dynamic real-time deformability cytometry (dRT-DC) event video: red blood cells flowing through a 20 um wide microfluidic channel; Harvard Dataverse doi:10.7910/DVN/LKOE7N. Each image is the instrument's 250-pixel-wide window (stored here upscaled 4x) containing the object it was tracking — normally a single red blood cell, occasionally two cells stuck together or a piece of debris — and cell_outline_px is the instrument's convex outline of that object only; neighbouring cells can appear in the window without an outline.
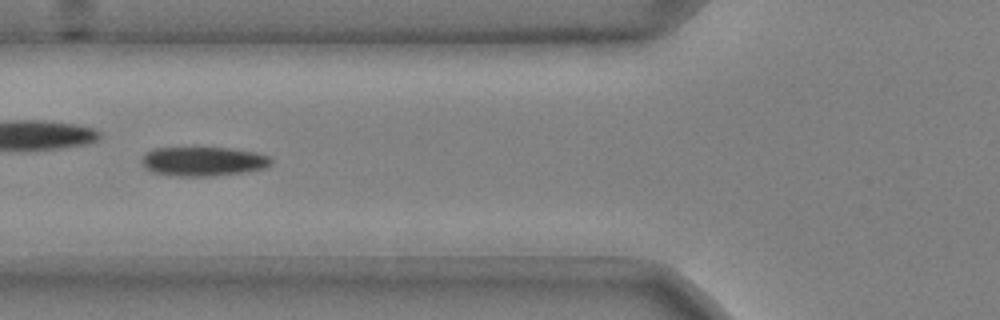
{"species": "common noctule bat (a hibernating species)", "species_latin": "Nyctalus noctula", "temperature_condition": "cold", "stored_images_in_passage": 51, "camera_frame_rate_fps": 3000, "um_per_image_px": 0.085, "animal": {"sex": "male", "body_mass_g": 20.4}, "frame": {"image": 1, "passage_image": 19, "time_ms": 6.0, "image_size_px": [1000, 320], "cell_outline_px": [[272, 164], [264, 168], [240, 172], [212, 176], [176, 176], [152, 172], [144, 168], [144, 156], [148, 152], [156, 148], [232, 148], [256, 152], [268, 156], [272, 160]], "centroid_in_image_um": [17.3, 13.72], "position_along_channel_um": 108.5, "area_um2": 21.73}}
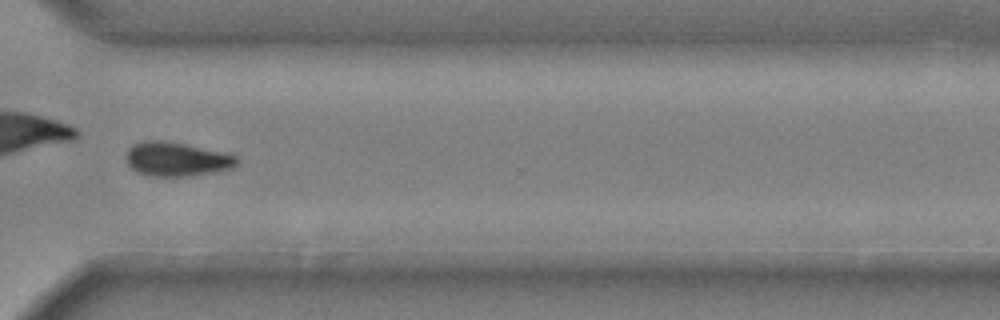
{"frame": {"image": 2, "passage_image": 39, "time_ms": 12.667, "image_size_px": [1000, 320], "cell_outline_px": [[240, 160], [232, 168], [220, 172], [188, 176], [148, 176], [136, 172], [128, 164], [128, 148], [132, 144], [144, 140], [160, 140], [184, 144], [220, 152], [236, 156]], "centroid_in_image_um": [15.01, 13.54], "position_along_channel_um": 355.6, "area_um2": 21.91}}
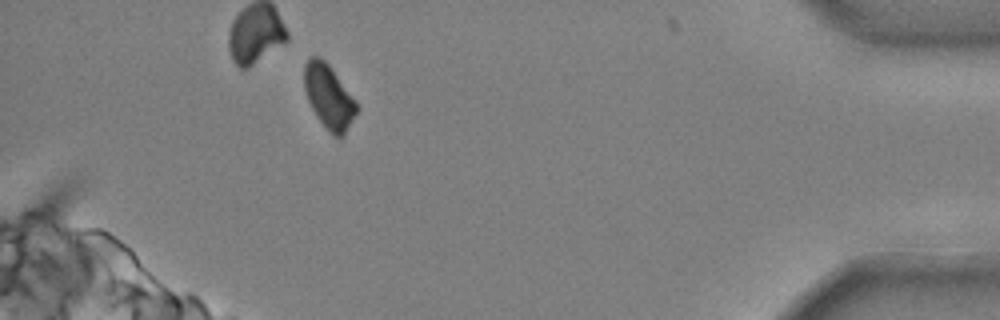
{"frame": {"image": 3, "passage_image": 47, "time_ms": 15.333, "image_size_px": [1000, 320], "cell_outline_px": [[360, 108], [344, 136], [332, 136], [328, 132], [316, 116], [308, 100], [304, 88], [304, 64], [308, 56], [320, 56], [328, 64], [356, 100]], "centroid_in_image_um": [27.96, 8.23], "position_along_channel_um": 407.2, "area_um2": 19.83}, "authors_computed_cell_mechanics": {"area_um2": 21.8484, "velocity_mm_per_s": 3.697, "shape_relaxation_time_tau1_ms": 5.4932, "shape_relaxation_time_tau2_ms": null, "deformation_change_tau1": 0.1398, "deformation_change_tau2": null}}